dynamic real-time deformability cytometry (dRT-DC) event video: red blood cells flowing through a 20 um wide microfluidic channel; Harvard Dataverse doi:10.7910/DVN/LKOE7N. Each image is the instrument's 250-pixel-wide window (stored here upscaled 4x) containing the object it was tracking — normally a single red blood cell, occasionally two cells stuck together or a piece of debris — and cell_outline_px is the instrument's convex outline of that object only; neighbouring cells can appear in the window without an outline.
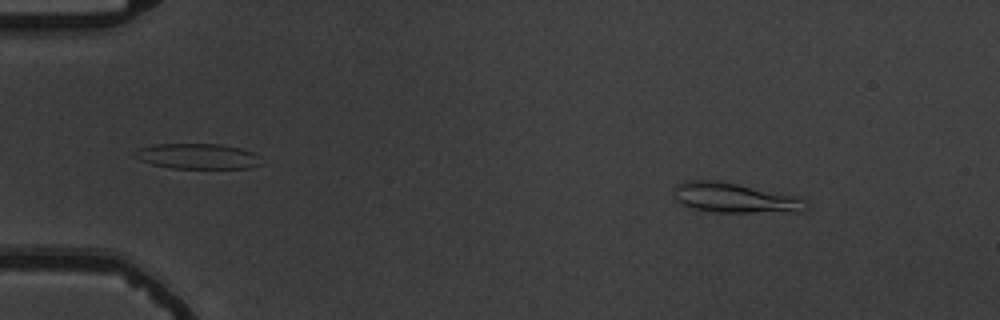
{"species": "common noctule bat (a hibernating species)", "species_latin": "Nyctalus noctula", "temperature_condition": "warm", "stored_images_in_passage": 55, "camera_frame_rate_fps": 3000, "um_per_image_px": 0.085, "animal": {"sex": "male", "body_mass_g": 19.5, "forearm_length_mm": 54.6}, "frame": {"image": 1, "passage_image": 7, "time_ms": 2.0, "image_size_px": [1000, 320], "cell_outline_px": [[808, 208], [804, 212], [712, 212], [692, 208], [680, 204], [676, 200], [672, 192], [672, 188], [676, 184], [684, 180], [720, 180], [792, 196], [804, 200], [808, 204]], "centroid_in_image_um": [62.37, 16.82], "position_along_channel_um": 22.6, "area_um2": 23.18}}
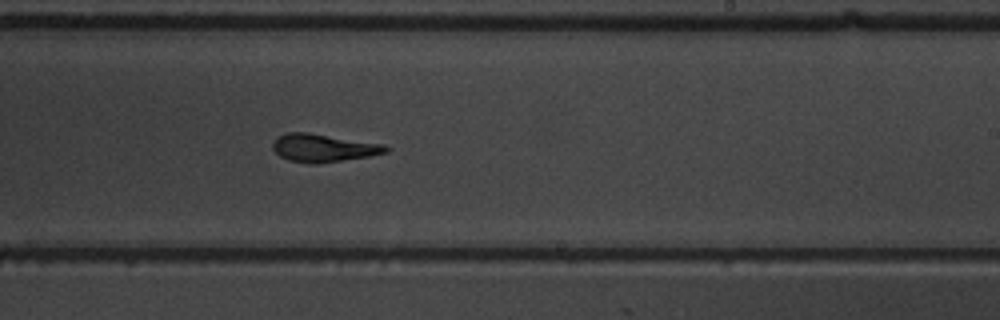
{"frame": {"image": 2, "passage_image": 34, "time_ms": 11.0, "image_size_px": [1000, 320], "cell_outline_px": [[388, 152], [368, 156], [316, 164], [308, 164], [288, 160], [280, 156], [272, 148], [272, 144], [280, 136], [288, 132], [308, 132], [384, 144], [388, 148]], "centroid_in_image_um": [27.47, 12.57], "position_along_channel_um": 261.5, "area_um2": 18.26}}
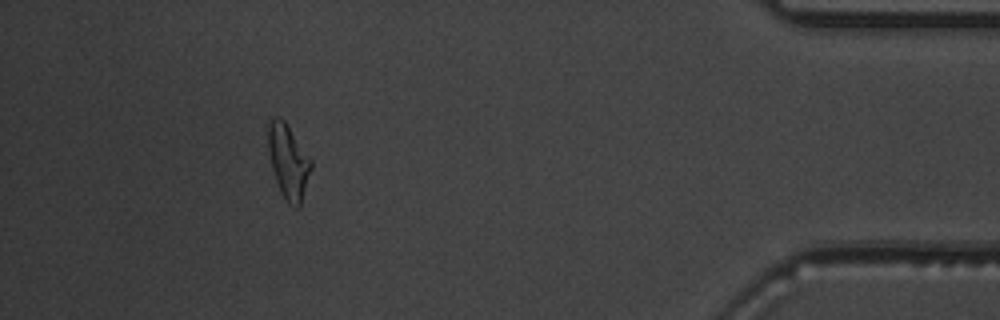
{"frame": {"image": 3, "passage_image": 50, "time_ms": 16.333, "image_size_px": [1000, 320], "cell_outline_px": [[312, 168], [300, 208], [296, 208], [288, 204], [280, 192], [272, 168], [268, 148], [268, 116], [280, 116], [284, 120], [312, 160]], "centroid_in_image_um": [24.51, 13.72], "position_along_channel_um": 410.7, "area_um2": 18.84}, "authors_computed_cell_mechanics": {"area_um2": 18.6116, "velocity_mm_per_s": 3.7184, "shape_relaxation_time_tau1_ms": 8.4994, "shape_relaxation_time_tau2_ms": 3.2695, "deformation_change_tau1": 0.2272, "deformation_change_tau2": 0.1293}}